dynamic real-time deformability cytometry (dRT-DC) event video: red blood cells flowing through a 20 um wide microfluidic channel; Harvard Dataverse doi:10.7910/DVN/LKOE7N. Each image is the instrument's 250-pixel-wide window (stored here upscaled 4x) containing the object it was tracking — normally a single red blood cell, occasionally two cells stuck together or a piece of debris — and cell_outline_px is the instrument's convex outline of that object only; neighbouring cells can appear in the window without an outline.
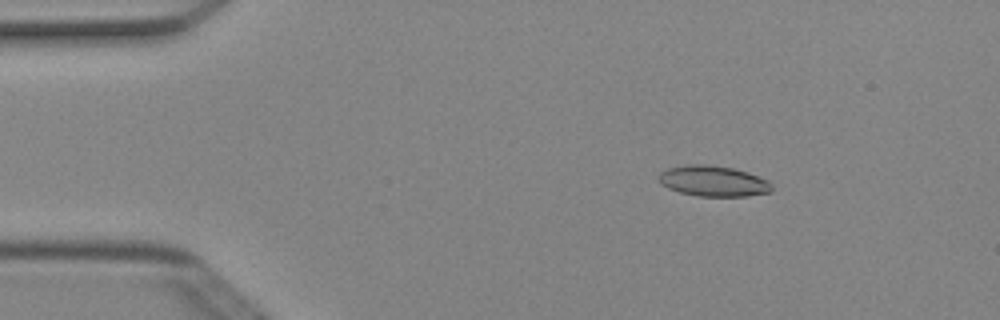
{"species": "Egyptian fruit bat (a non-hibernating species)", "species_latin": "Rousettus aegyptiacus", "temperature_condition": "cold", "stored_images_in_passage": 4, "camera_frame_rate_fps": 3000, "um_per_image_px": 0.085, "animal": {"sex": "female"}, "frame": {"image": 1, "passage_image": 2, "time_ms": 0.333, "image_size_px": [1000, 320], "cell_outline_px": [[772, 192], [744, 196], [700, 196], [680, 192], [668, 188], [660, 184], [660, 172], [668, 168], [688, 164], [704, 164], [732, 168], [748, 172], [768, 180], [772, 184]], "centroid_in_image_um": [60.65, 15.39], "position_along_channel_um": 24.4, "area_um2": 20.11}}
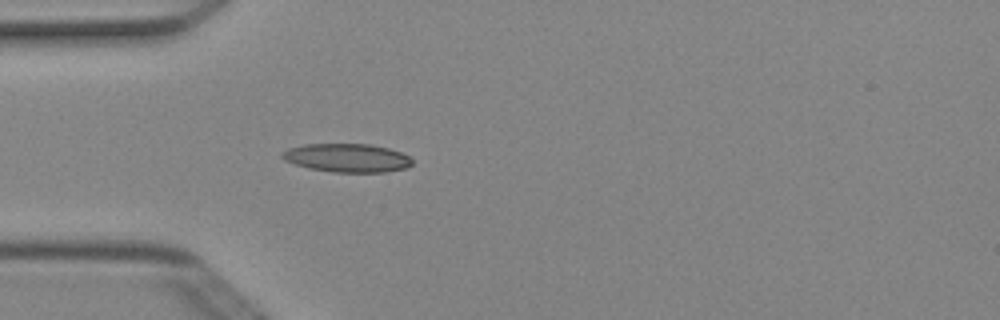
{"frame": {"image": 2, "passage_image": 4, "time_ms": 1.0, "image_size_px": [1000, 320], "cell_outline_px": [[412, 164], [404, 168], [384, 172], [332, 172], [308, 168], [284, 160], [280, 156], [280, 152], [288, 148], [304, 144], [372, 144], [388, 148], [400, 152], [408, 156], [412, 160]], "centroid_in_image_um": [29.46, 13.41], "position_along_channel_um": 55.5, "area_um2": 21.62}}